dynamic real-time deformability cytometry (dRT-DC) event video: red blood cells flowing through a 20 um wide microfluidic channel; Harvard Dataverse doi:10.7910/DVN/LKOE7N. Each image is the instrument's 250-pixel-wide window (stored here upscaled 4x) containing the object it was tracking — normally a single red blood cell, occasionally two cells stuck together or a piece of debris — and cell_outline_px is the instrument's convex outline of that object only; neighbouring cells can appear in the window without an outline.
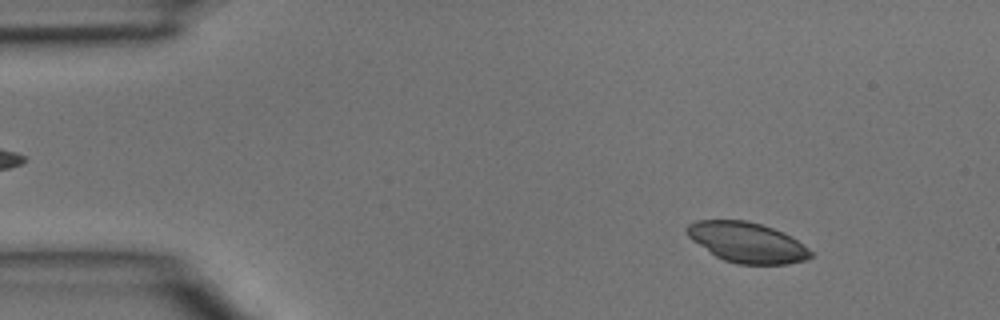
{"species": "common noctule bat (a hibernating species)", "species_latin": "Nyctalus noctula", "temperature_condition": "room temperature", "stored_images_in_passage": 41, "camera_frame_rate_fps": 3000, "um_per_image_px": 0.085, "animal": {"sex": "male", "body_mass_g": 15.6}, "frame": {"image": 1, "passage_image": 2, "time_ms": 0.333, "image_size_px": [1000, 320], "cell_outline_px": [[812, 256], [808, 260], [788, 264], [736, 264], [724, 260], [716, 256], [692, 240], [688, 236], [684, 228], [688, 224], [696, 220], [748, 220], [784, 232], [792, 236], [808, 248], [812, 252]], "centroid_in_image_um": [63.51, 20.6], "position_along_channel_um": 21.5, "area_um2": 29.19}}
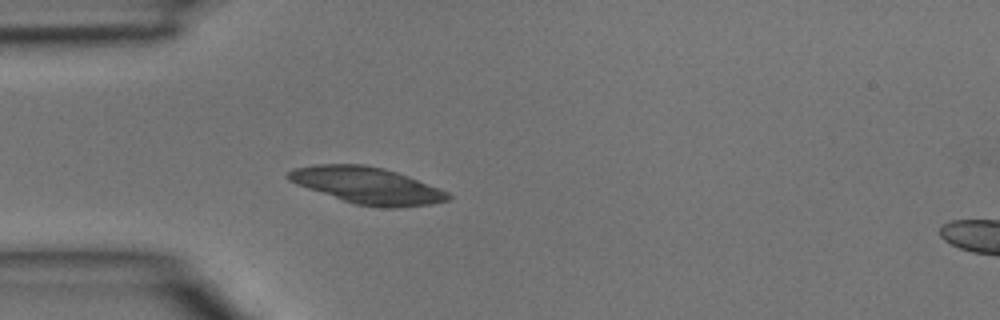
{"frame": {"image": 2, "passage_image": 9, "time_ms": 2.667, "image_size_px": [1000, 320], "cell_outline_px": [[452, 196], [448, 200], [432, 204], [400, 208], [384, 208], [356, 204], [296, 184], [288, 180], [284, 176], [292, 168], [316, 164], [364, 164], [384, 168], [408, 176], [448, 192]], "centroid_in_image_um": [31.2, 15.76], "position_along_channel_um": 53.8, "area_um2": 33.99}}
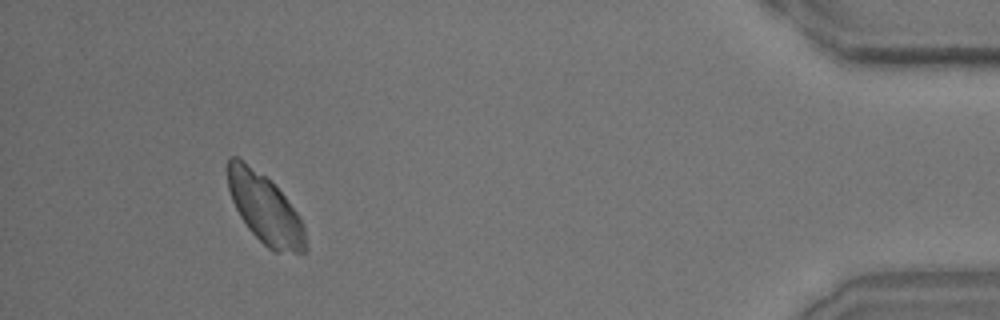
{"frame": {"image": 3, "passage_image": 38, "time_ms": 12.333, "image_size_px": [1000, 320], "cell_outline_px": [[308, 248], [304, 252], [276, 252], [268, 248], [248, 228], [240, 216], [232, 200], [228, 188], [228, 156], [236, 156], [264, 176], [284, 196], [300, 216], [304, 224]], "centroid_in_image_um": [22.54, 17.78], "position_along_channel_um": 412.7, "area_um2": 31.04}}